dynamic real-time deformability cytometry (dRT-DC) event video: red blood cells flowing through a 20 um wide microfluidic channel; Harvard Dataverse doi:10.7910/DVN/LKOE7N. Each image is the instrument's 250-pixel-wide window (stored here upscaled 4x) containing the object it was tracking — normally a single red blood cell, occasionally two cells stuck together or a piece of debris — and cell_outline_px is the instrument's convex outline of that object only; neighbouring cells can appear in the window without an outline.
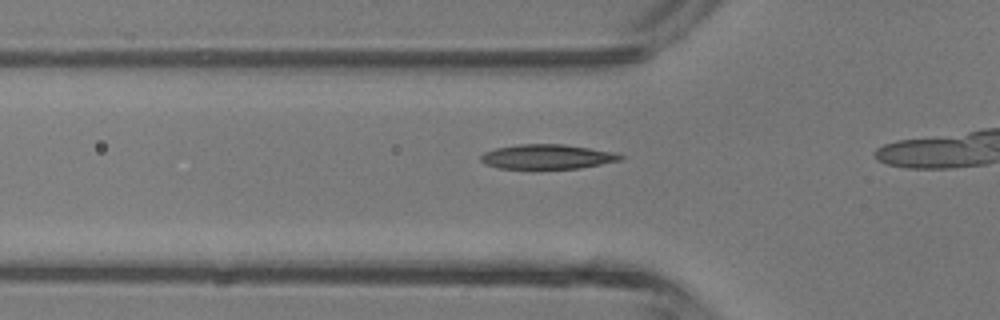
{"species": "common noctule bat (a hibernating species)", "species_latin": "Nyctalus noctula", "temperature_condition": "room temperature", "stored_images_in_passage": 8, "camera_frame_rate_fps": 3000, "um_per_image_px": 0.085, "animal": {"sex": "male", "body_mass_g": 13.3}, "frame": {"image": 1, "passage_image": 4, "time_ms": 1.0, "image_size_px": [1000, 320], "cell_outline_px": [[624, 160], [580, 168], [500, 168], [488, 164], [480, 160], [480, 156], [484, 152], [496, 148], [520, 144], [564, 144], [616, 152], [624, 156]], "centroid_in_image_um": [46.58, 13.31], "position_along_channel_um": 79.2, "area_um2": 19.94}}
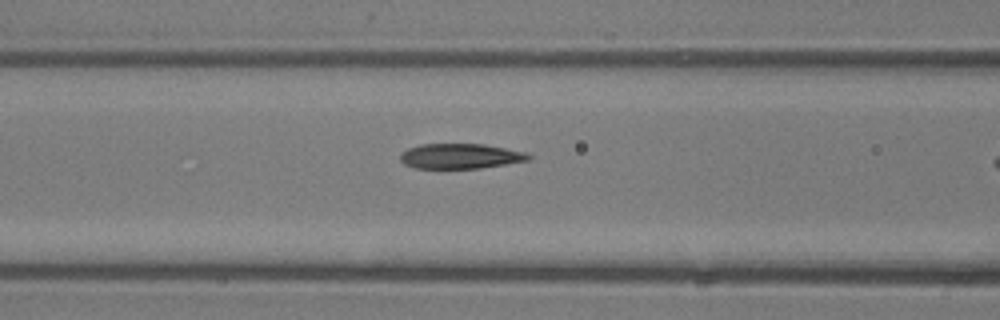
{"frame": {"image": 2, "passage_image": 7, "time_ms": 2.0, "image_size_px": [1000, 320], "cell_outline_px": [[532, 156], [528, 160], [480, 168], [416, 168], [404, 164], [400, 160], [400, 152], [408, 148], [420, 144], [484, 144], [524, 152]], "centroid_in_image_um": [39.07, 13.27], "position_along_channel_um": 127.5, "area_um2": 18.61}}